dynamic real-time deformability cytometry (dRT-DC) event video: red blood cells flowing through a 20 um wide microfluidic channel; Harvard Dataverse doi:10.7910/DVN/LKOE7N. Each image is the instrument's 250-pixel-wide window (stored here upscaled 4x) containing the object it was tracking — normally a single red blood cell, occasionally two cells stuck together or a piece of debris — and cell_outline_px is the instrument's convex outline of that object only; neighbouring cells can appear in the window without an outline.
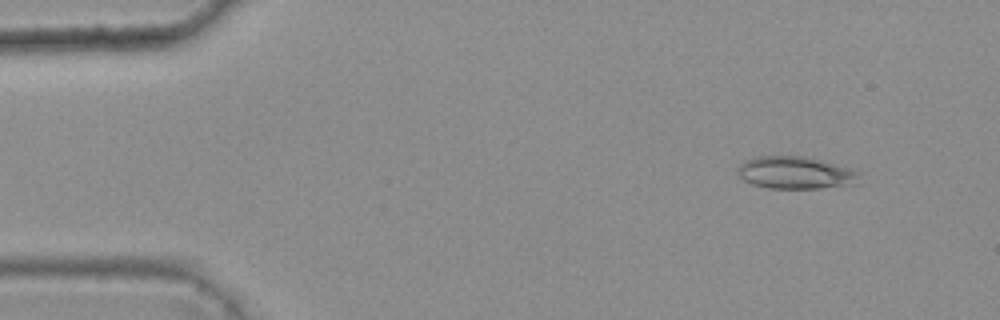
{"species": "common noctule bat (a hibernating species)", "species_latin": "Nyctalus noctula", "temperature_condition": "warm", "stored_images_in_passage": 46, "camera_frame_rate_fps": 3000, "um_per_image_px": 0.085, "animal": {"sex": "female", "body_mass_g": 25.1}, "frame": {"image": 1, "passage_image": 5, "time_ms": 1.333, "image_size_px": [1000, 320], "cell_outline_px": [[860, 172], [856, 184], [820, 188], [768, 188], [752, 184], [744, 180], [736, 172], [740, 164], [744, 160], [756, 156], [808, 156], [856, 168]], "centroid_in_image_um": [67.66, 14.66], "position_along_channel_um": 17.3, "area_um2": 23.41}}
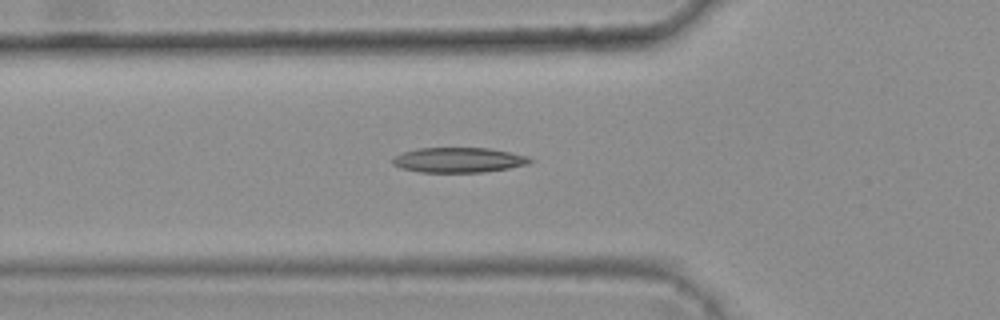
{"frame": {"image": 2, "passage_image": 18, "time_ms": 5.667, "image_size_px": [1000, 320], "cell_outline_px": [[532, 160], [528, 164], [508, 168], [484, 172], [420, 172], [400, 168], [392, 164], [392, 156], [400, 152], [416, 148], [488, 148], [528, 156]], "centroid_in_image_um": [38.9, 13.59], "position_along_channel_um": 86.9, "area_um2": 20.11}}
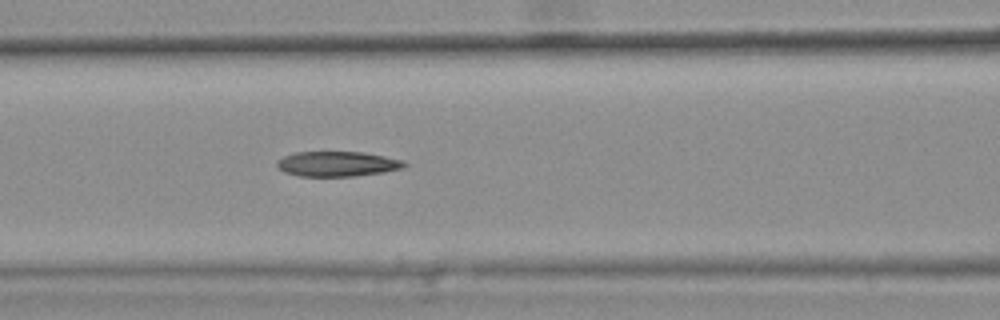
{"frame": {"image": 3, "passage_image": 22, "time_ms": 7.0, "image_size_px": [1000, 320], "cell_outline_px": [[408, 164], [400, 168], [384, 172], [352, 176], [300, 176], [284, 172], [276, 168], [276, 160], [284, 156], [296, 152], [364, 152], [404, 160]], "centroid_in_image_um": [28.63, 13.93], "position_along_channel_um": 138.0, "area_um2": 18.61}, "authors_computed_cell_mechanics": {"area_um2": 19.3341, "velocity_mm_per_s": 3.8009, "shape_relaxation_time_tau1_ms": null, "shape_relaxation_time_tau2_ms": 6.0559, "deformation_change_tau1": null, "deformation_change_tau2": 0.1773}}